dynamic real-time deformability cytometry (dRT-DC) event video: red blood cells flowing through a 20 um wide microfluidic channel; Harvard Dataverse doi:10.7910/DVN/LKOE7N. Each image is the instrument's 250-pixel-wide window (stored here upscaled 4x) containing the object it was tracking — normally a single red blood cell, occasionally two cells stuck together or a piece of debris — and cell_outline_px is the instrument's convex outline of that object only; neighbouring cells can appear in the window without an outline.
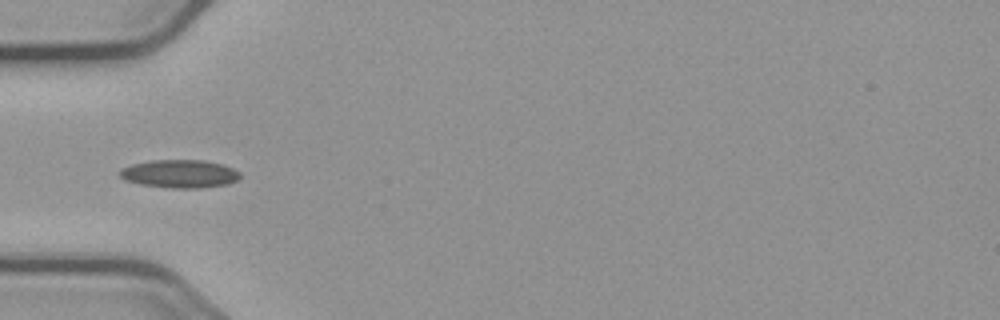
{"species": "common noctule bat (a hibernating species)", "species_latin": "Nyctalus noctula", "temperature_condition": "cold", "stored_images_in_passage": 39, "camera_frame_rate_fps": 3000, "um_per_image_px": 0.085, "animal": {"sex": "male", "body_mass_g": 23.1, "forearm_length_mm": 52.7}, "frame": {"image": 1, "passage_image": 1, "time_ms": 0.0, "image_size_px": [1000, 320], "cell_outline_px": [[240, 176], [236, 180], [228, 184], [200, 188], [172, 188], [140, 184], [124, 180], [120, 176], [120, 168], [132, 164], [152, 160], [204, 160], [224, 164], [240, 172]], "centroid_in_image_um": [15.27, 14.77], "position_along_channel_um": 69.7, "area_um2": 19.77}}
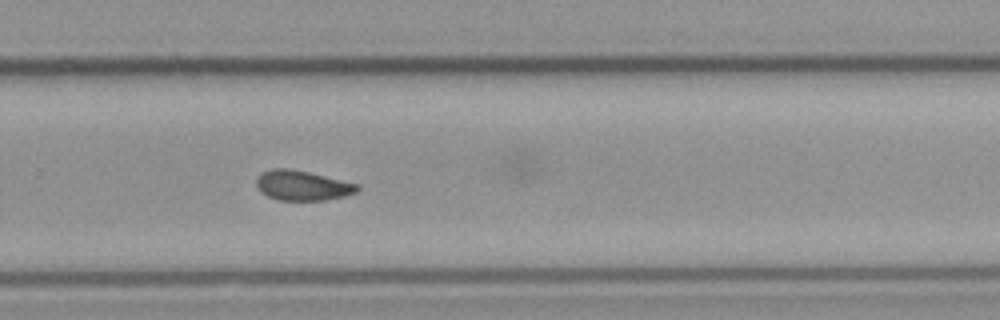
{"frame": {"image": 2, "passage_image": 20, "time_ms": 6.333, "image_size_px": [1000, 320], "cell_outline_px": [[360, 188], [356, 192], [344, 196], [328, 200], [280, 200], [268, 196], [260, 192], [256, 184], [256, 176], [260, 172], [272, 168], [288, 168], [308, 172], [360, 184]], "centroid_in_image_um": [25.68, 15.76], "position_along_channel_um": 304.1, "area_um2": 17.74}}
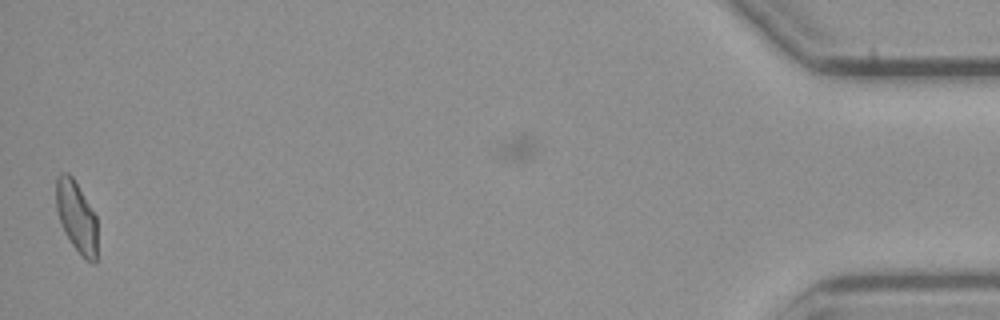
{"frame": {"image": 3, "passage_image": 38, "time_ms": 12.333, "image_size_px": [1000, 320], "cell_outline_px": [[96, 264], [92, 264], [84, 260], [72, 244], [60, 220], [56, 208], [56, 176], [60, 172], [68, 172], [72, 176], [96, 216]], "centroid_in_image_um": [6.5, 18.42], "position_along_channel_um": 428.7, "area_um2": 16.94}, "authors_computed_cell_mechanics": {"area_um2": 17.8024, "velocity_mm_per_s": 3.6883, "shape_relaxation_time_tau1_ms": null, "shape_relaxation_time_tau2_ms": 3.5227, "deformation_change_tau1": null, "deformation_change_tau2": 0.07}}